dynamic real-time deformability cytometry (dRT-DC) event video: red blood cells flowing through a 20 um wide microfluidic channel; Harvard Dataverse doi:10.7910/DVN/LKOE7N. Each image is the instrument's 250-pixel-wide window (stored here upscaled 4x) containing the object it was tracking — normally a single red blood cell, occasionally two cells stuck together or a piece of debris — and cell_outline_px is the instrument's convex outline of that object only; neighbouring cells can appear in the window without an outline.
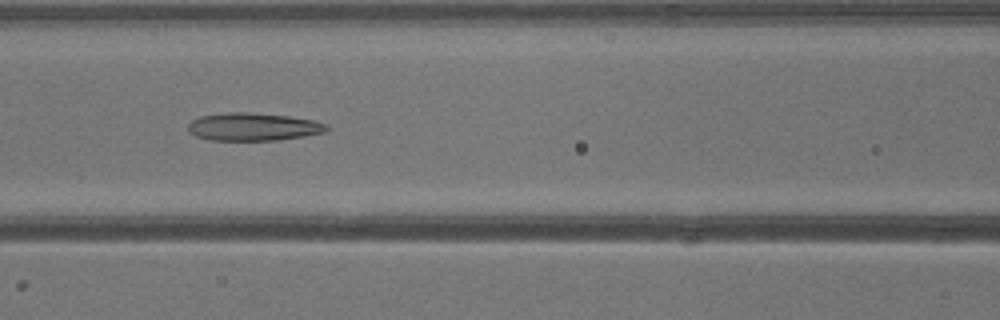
{"species": "common noctule bat (a hibernating species)", "species_latin": "Nyctalus noctula", "temperature_condition": "warm", "stored_images_in_passage": 40, "camera_frame_rate_fps": 3000, "um_per_image_px": 0.085, "animal": {"sex": "male", "body_mass_g": 13.3}, "frame": {"image": 1, "passage_image": 18, "time_ms": 5.667, "image_size_px": [1000, 320], "cell_outline_px": [[328, 128], [324, 132], [304, 136], [276, 140], [212, 140], [196, 136], [188, 132], [188, 124], [192, 120], [200, 116], [224, 112], [248, 112], [288, 116], [316, 120], [328, 124]], "centroid_in_image_um": [21.52, 10.77], "position_along_channel_um": 145.1, "area_um2": 22.54}}
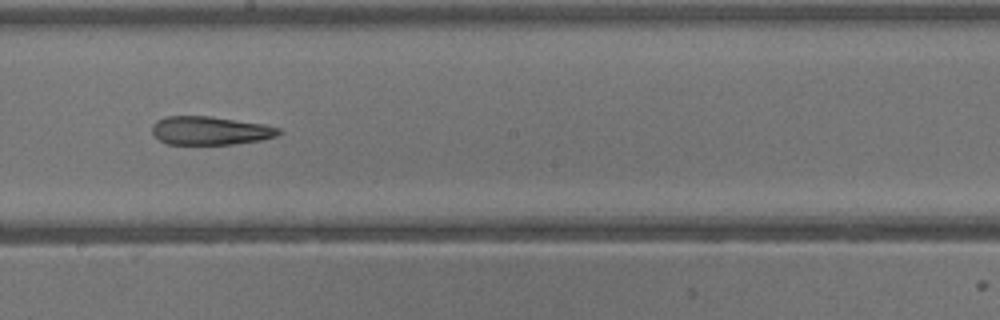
{"frame": {"image": 2, "passage_image": 23, "time_ms": 7.333, "image_size_px": [1000, 320], "cell_outline_px": [[284, 132], [276, 136], [260, 140], [232, 144], [168, 144], [160, 140], [152, 132], [152, 124], [156, 120], [168, 116], [212, 116], [264, 124], [280, 128]], "centroid_in_image_um": [17.88, 11.09], "position_along_channel_um": 230.3, "area_um2": 21.04}}
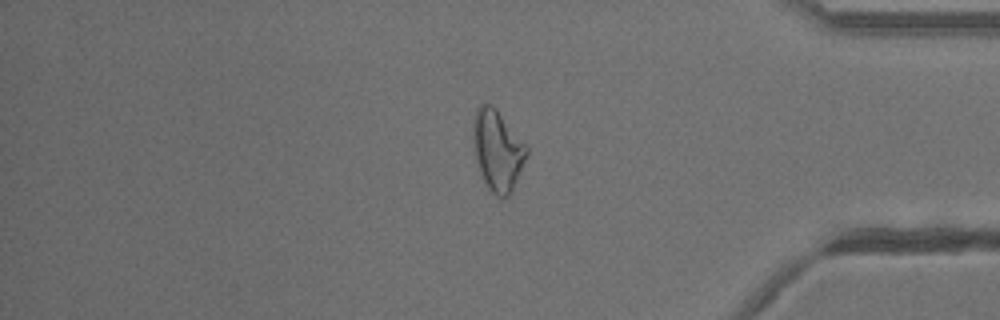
{"frame": {"image": 3, "passage_image": 34, "time_ms": 11.0, "image_size_px": [1000, 320], "cell_outline_px": [[528, 152], [512, 192], [504, 200], [500, 200], [488, 188], [480, 176], [476, 164], [472, 136], [472, 120], [476, 108], [480, 104], [492, 104], [496, 108], [528, 148]], "centroid_in_image_um": [42.24, 12.8], "position_along_channel_um": 393.0, "area_um2": 25.55}}